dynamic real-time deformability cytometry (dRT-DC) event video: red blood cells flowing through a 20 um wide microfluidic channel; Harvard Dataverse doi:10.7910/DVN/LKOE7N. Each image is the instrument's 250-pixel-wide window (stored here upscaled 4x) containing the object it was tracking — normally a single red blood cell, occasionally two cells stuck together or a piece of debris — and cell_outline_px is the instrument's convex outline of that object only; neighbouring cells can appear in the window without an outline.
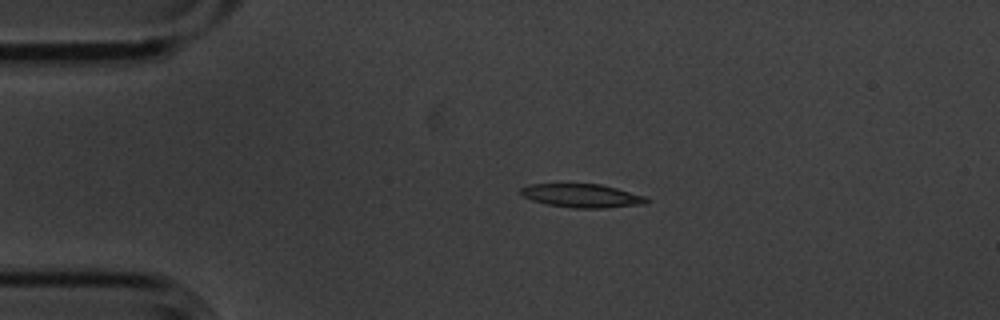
{"species": "common noctule bat (a hibernating species)", "species_latin": "Nyctalus noctula", "temperature_condition": "cold", "stored_images_in_passage": 5, "camera_frame_rate_fps": 3000, "um_per_image_px": 0.085, "animal": {"sex": "male", "body_mass_g": 20.1, "forearm_length_mm": 53.5}, "frame": {"image": 1, "passage_image": 3, "time_ms": 0.667, "image_size_px": [1000, 320], "cell_outline_px": [[652, 200], [648, 204], [608, 208], [576, 208], [548, 204], [532, 200], [524, 196], [520, 192], [520, 188], [528, 184], [600, 184], [616, 188], [644, 196]], "centroid_in_image_um": [49.52, 16.64], "position_along_channel_um": 35.5, "area_um2": 17.28}}